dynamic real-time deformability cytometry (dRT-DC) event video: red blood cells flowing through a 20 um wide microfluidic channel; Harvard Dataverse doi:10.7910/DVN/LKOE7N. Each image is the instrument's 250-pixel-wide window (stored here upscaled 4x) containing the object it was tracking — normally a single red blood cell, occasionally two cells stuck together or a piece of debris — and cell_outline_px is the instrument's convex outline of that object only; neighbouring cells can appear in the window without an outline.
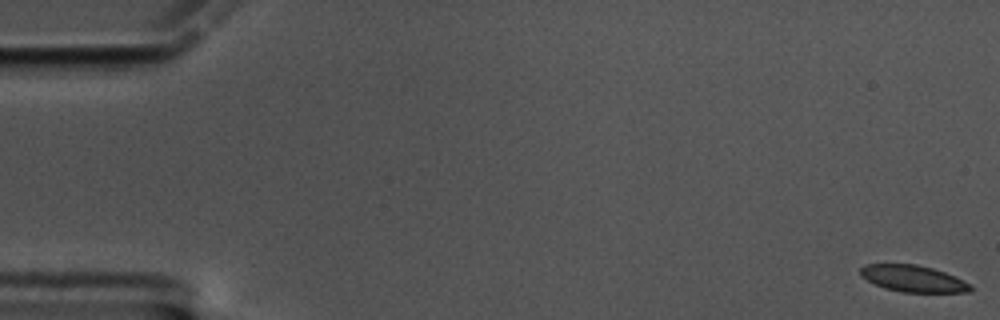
{"species": "common noctule bat (a hibernating species)", "species_latin": "Nyctalus noctula", "temperature_condition": "cold", "stored_images_in_passage": 19, "camera_frame_rate_fps": 3000, "um_per_image_px": 0.085, "animal": {"sex": "male", "body_mass_g": 17.5, "forearm_length_mm": 52.3}, "frame": {"image": 1, "passage_image": 1, "time_ms": 0.0, "image_size_px": [1000, 320], "cell_outline_px": [[972, 292], [904, 292], [884, 288], [860, 276], [860, 268], [864, 264], [916, 264], [932, 268], [944, 272], [972, 284]], "centroid_in_image_um": [77.62, 23.68], "position_along_channel_um": 7.4, "area_um2": 16.99}}
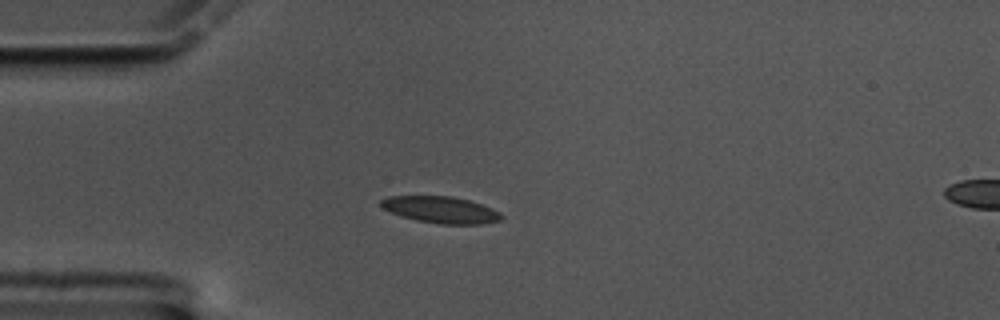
{"frame": {"image": 2, "passage_image": 16, "time_ms": 5.0, "image_size_px": [1000, 320], "cell_outline_px": [[504, 216], [500, 220], [480, 224], [440, 224], [416, 220], [400, 216], [384, 208], [380, 204], [380, 200], [388, 196], [452, 196], [468, 200], [492, 208], [500, 212]], "centroid_in_image_um": [37.47, 17.83], "position_along_channel_um": 47.5, "area_um2": 18.61}}